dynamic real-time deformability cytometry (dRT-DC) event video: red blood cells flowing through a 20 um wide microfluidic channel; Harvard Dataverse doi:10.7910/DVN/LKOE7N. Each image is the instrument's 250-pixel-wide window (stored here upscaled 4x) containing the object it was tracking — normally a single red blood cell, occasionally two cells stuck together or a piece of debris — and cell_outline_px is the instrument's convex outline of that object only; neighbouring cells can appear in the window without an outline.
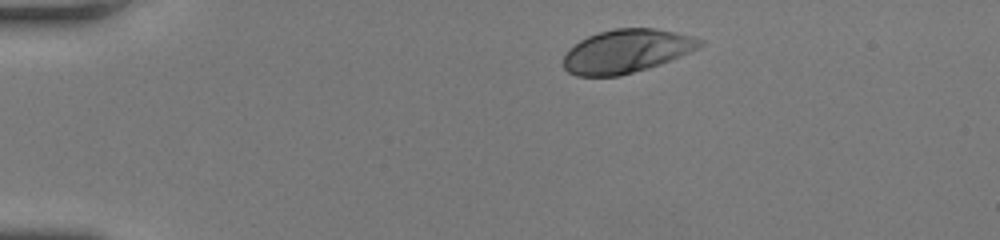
{"species": "human", "species_latin": "Homo sapiens", "temperature_condition": "room temperature", "stored_images_in_passage": 40, "camera_frame_rate_fps": 3000, "um_per_image_px": 0.085, "donor": {"sex": "female"}, "frame": {"image": 1, "passage_image": 1, "time_ms": 0.0, "image_size_px": [1000, 240], "cell_outline_px": [[704, 44], [700, 48], [660, 64], [648, 68], [620, 76], [576, 76], [568, 72], [564, 68], [564, 56], [568, 48], [580, 40], [588, 36], [600, 32], [616, 28], [656, 28], [692, 36], [704, 40]], "centroid_in_image_um": [53.26, 4.35], "position_along_channel_um": 31.7, "area_um2": 34.62}}
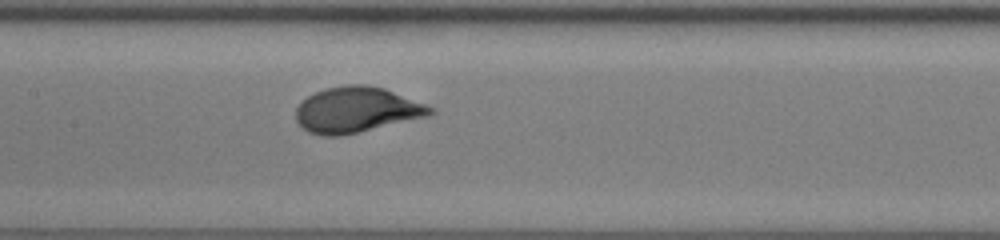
{"frame": {"image": 2, "passage_image": 17, "time_ms": 5.333, "image_size_px": [1000, 240], "cell_outline_px": [[436, 112], [428, 116], [340, 136], [324, 136], [308, 132], [296, 120], [296, 108], [308, 96], [324, 88], [348, 84], [368, 84], [384, 88], [436, 108]], "centroid_in_image_um": [30.32, 9.32], "position_along_channel_um": 177.1, "area_um2": 35.55}}
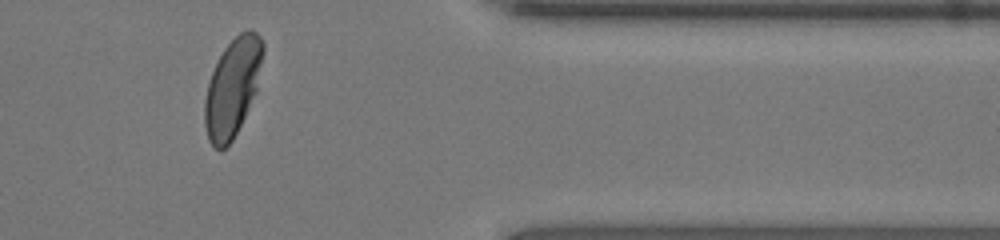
{"frame": {"image": 3, "passage_image": 34, "time_ms": 11.0, "image_size_px": [1000, 240], "cell_outline_px": [[264, 52], [256, 92], [232, 140], [220, 152], [208, 140], [204, 124], [204, 100], [208, 84], [212, 72], [224, 48], [240, 32], [248, 28], [252, 28], [260, 36], [264, 44]], "centroid_in_image_um": [19.77, 7.41], "position_along_channel_um": 391.6, "area_um2": 33.12}, "authors_computed_cell_mechanics": {"area_um2": 34.0731, "velocity_mm_per_s": 4.0741, "shape_relaxation_time_tau1_ms": 2.5998, "shape_relaxation_time_tau2_ms": null, "deformation_change_tau1": 0.1702, "deformation_change_tau2": null}}